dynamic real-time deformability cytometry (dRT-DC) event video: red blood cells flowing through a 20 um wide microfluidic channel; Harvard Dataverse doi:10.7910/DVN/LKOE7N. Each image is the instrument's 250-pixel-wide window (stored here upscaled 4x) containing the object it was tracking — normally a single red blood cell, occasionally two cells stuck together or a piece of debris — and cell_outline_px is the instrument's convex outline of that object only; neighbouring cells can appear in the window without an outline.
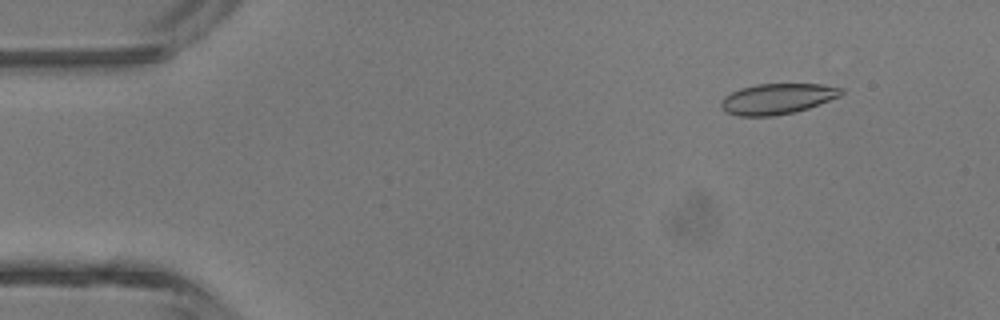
{"species": "common noctule bat (a hibernating species)", "species_latin": "Nyctalus noctula", "temperature_condition": "room temperature", "stored_images_in_passage": 4, "camera_frame_rate_fps": 3000, "um_per_image_px": 0.085, "animal": {"sex": "male", "body_mass_g": 13.3}, "frame": {"image": 1, "passage_image": 1, "time_ms": 0.0, "image_size_px": [1000, 320], "cell_outline_px": [[844, 92], [840, 96], [820, 104], [796, 112], [772, 116], [740, 116], [724, 112], [720, 108], [720, 104], [724, 96], [740, 88], [756, 84], [820, 84], [844, 88]], "centroid_in_image_um": [66.06, 8.4], "position_along_channel_um": 18.9, "area_um2": 21.62}}
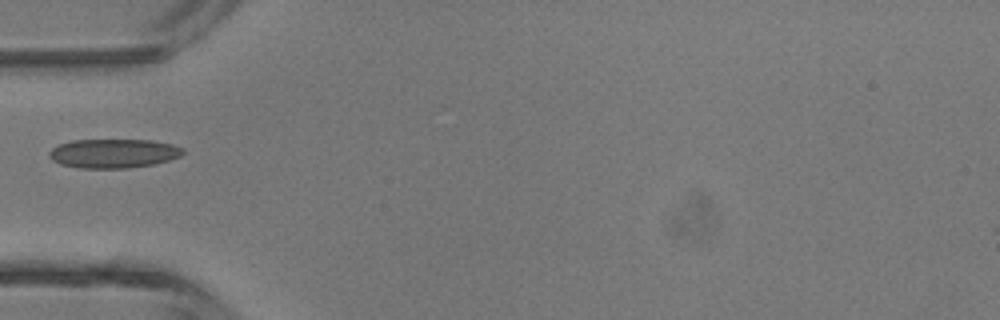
{"frame": {"image": 2, "passage_image": 4, "time_ms": 3.333, "image_size_px": [1000, 320], "cell_outline_px": [[184, 152], [180, 156], [168, 160], [152, 164], [128, 168], [80, 168], [60, 164], [52, 160], [48, 156], [48, 152], [52, 148], [60, 144], [72, 140], [152, 140], [172, 144], [184, 148]], "centroid_in_image_um": [9.63, 13.04], "position_along_channel_um": 75.4, "area_um2": 22.66}}